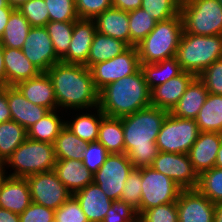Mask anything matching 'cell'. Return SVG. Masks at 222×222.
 <instances>
[{
    "label": "cell",
    "mask_w": 222,
    "mask_h": 222,
    "mask_svg": "<svg viewBox=\"0 0 222 222\" xmlns=\"http://www.w3.org/2000/svg\"><path fill=\"white\" fill-rule=\"evenodd\" d=\"M169 111L150 105L121 117L124 132V153L134 168L149 167L157 157L156 144L163 121Z\"/></svg>",
    "instance_id": "obj_1"
},
{
    "label": "cell",
    "mask_w": 222,
    "mask_h": 222,
    "mask_svg": "<svg viewBox=\"0 0 222 222\" xmlns=\"http://www.w3.org/2000/svg\"><path fill=\"white\" fill-rule=\"evenodd\" d=\"M57 101V108L83 110L97 107L99 91L89 68L83 64L58 62L46 71Z\"/></svg>",
    "instance_id": "obj_2"
},
{
    "label": "cell",
    "mask_w": 222,
    "mask_h": 222,
    "mask_svg": "<svg viewBox=\"0 0 222 222\" xmlns=\"http://www.w3.org/2000/svg\"><path fill=\"white\" fill-rule=\"evenodd\" d=\"M150 105L151 90L140 68L99 91L98 107L109 117L121 118Z\"/></svg>",
    "instance_id": "obj_3"
},
{
    "label": "cell",
    "mask_w": 222,
    "mask_h": 222,
    "mask_svg": "<svg viewBox=\"0 0 222 222\" xmlns=\"http://www.w3.org/2000/svg\"><path fill=\"white\" fill-rule=\"evenodd\" d=\"M175 58L183 71L198 77L222 58V35L200 36L183 31Z\"/></svg>",
    "instance_id": "obj_4"
},
{
    "label": "cell",
    "mask_w": 222,
    "mask_h": 222,
    "mask_svg": "<svg viewBox=\"0 0 222 222\" xmlns=\"http://www.w3.org/2000/svg\"><path fill=\"white\" fill-rule=\"evenodd\" d=\"M183 32L180 13L156 22L155 28L136 45L140 64H152L175 57Z\"/></svg>",
    "instance_id": "obj_5"
},
{
    "label": "cell",
    "mask_w": 222,
    "mask_h": 222,
    "mask_svg": "<svg viewBox=\"0 0 222 222\" xmlns=\"http://www.w3.org/2000/svg\"><path fill=\"white\" fill-rule=\"evenodd\" d=\"M56 157L53 144L27 138L12 155L5 166L14 170L8 176L26 178L29 175L53 171Z\"/></svg>",
    "instance_id": "obj_6"
},
{
    "label": "cell",
    "mask_w": 222,
    "mask_h": 222,
    "mask_svg": "<svg viewBox=\"0 0 222 222\" xmlns=\"http://www.w3.org/2000/svg\"><path fill=\"white\" fill-rule=\"evenodd\" d=\"M180 15L186 33L222 35V5L218 0H185L180 3Z\"/></svg>",
    "instance_id": "obj_7"
},
{
    "label": "cell",
    "mask_w": 222,
    "mask_h": 222,
    "mask_svg": "<svg viewBox=\"0 0 222 222\" xmlns=\"http://www.w3.org/2000/svg\"><path fill=\"white\" fill-rule=\"evenodd\" d=\"M199 133L196 120L179 118L169 112L157 135L156 144L160 152L188 154Z\"/></svg>",
    "instance_id": "obj_8"
},
{
    "label": "cell",
    "mask_w": 222,
    "mask_h": 222,
    "mask_svg": "<svg viewBox=\"0 0 222 222\" xmlns=\"http://www.w3.org/2000/svg\"><path fill=\"white\" fill-rule=\"evenodd\" d=\"M140 214L162 204L176 202L182 190L171 178L154 170L141 167Z\"/></svg>",
    "instance_id": "obj_9"
},
{
    "label": "cell",
    "mask_w": 222,
    "mask_h": 222,
    "mask_svg": "<svg viewBox=\"0 0 222 222\" xmlns=\"http://www.w3.org/2000/svg\"><path fill=\"white\" fill-rule=\"evenodd\" d=\"M133 169V164L127 154H109L99 170L93 175V182L111 200H120L124 183Z\"/></svg>",
    "instance_id": "obj_10"
},
{
    "label": "cell",
    "mask_w": 222,
    "mask_h": 222,
    "mask_svg": "<svg viewBox=\"0 0 222 222\" xmlns=\"http://www.w3.org/2000/svg\"><path fill=\"white\" fill-rule=\"evenodd\" d=\"M140 68L136 46H130L122 54L113 59L92 65L89 69L98 91L110 83L134 74Z\"/></svg>",
    "instance_id": "obj_11"
},
{
    "label": "cell",
    "mask_w": 222,
    "mask_h": 222,
    "mask_svg": "<svg viewBox=\"0 0 222 222\" xmlns=\"http://www.w3.org/2000/svg\"><path fill=\"white\" fill-rule=\"evenodd\" d=\"M26 179L30 188L31 201L54 211L72 196L54 170L32 174Z\"/></svg>",
    "instance_id": "obj_12"
},
{
    "label": "cell",
    "mask_w": 222,
    "mask_h": 222,
    "mask_svg": "<svg viewBox=\"0 0 222 222\" xmlns=\"http://www.w3.org/2000/svg\"><path fill=\"white\" fill-rule=\"evenodd\" d=\"M151 167L171 178L182 190L197 188L199 175L188 154L159 151Z\"/></svg>",
    "instance_id": "obj_13"
},
{
    "label": "cell",
    "mask_w": 222,
    "mask_h": 222,
    "mask_svg": "<svg viewBox=\"0 0 222 222\" xmlns=\"http://www.w3.org/2000/svg\"><path fill=\"white\" fill-rule=\"evenodd\" d=\"M21 50L24 56L40 71L46 72L61 61L45 26L31 27Z\"/></svg>",
    "instance_id": "obj_14"
},
{
    "label": "cell",
    "mask_w": 222,
    "mask_h": 222,
    "mask_svg": "<svg viewBox=\"0 0 222 222\" xmlns=\"http://www.w3.org/2000/svg\"><path fill=\"white\" fill-rule=\"evenodd\" d=\"M176 205L178 222H214L216 204L197 189L181 190Z\"/></svg>",
    "instance_id": "obj_15"
},
{
    "label": "cell",
    "mask_w": 222,
    "mask_h": 222,
    "mask_svg": "<svg viewBox=\"0 0 222 222\" xmlns=\"http://www.w3.org/2000/svg\"><path fill=\"white\" fill-rule=\"evenodd\" d=\"M96 30L94 19L78 18L74 22L71 43L68 52L61 58V62L85 64L88 59Z\"/></svg>",
    "instance_id": "obj_16"
},
{
    "label": "cell",
    "mask_w": 222,
    "mask_h": 222,
    "mask_svg": "<svg viewBox=\"0 0 222 222\" xmlns=\"http://www.w3.org/2000/svg\"><path fill=\"white\" fill-rule=\"evenodd\" d=\"M2 90L7 94L12 120L26 130L50 111L27 100L16 86L5 85L2 87Z\"/></svg>",
    "instance_id": "obj_17"
},
{
    "label": "cell",
    "mask_w": 222,
    "mask_h": 222,
    "mask_svg": "<svg viewBox=\"0 0 222 222\" xmlns=\"http://www.w3.org/2000/svg\"><path fill=\"white\" fill-rule=\"evenodd\" d=\"M222 144V133L200 132L188 156L195 169L201 173L215 167L217 152Z\"/></svg>",
    "instance_id": "obj_18"
},
{
    "label": "cell",
    "mask_w": 222,
    "mask_h": 222,
    "mask_svg": "<svg viewBox=\"0 0 222 222\" xmlns=\"http://www.w3.org/2000/svg\"><path fill=\"white\" fill-rule=\"evenodd\" d=\"M195 78L194 74L183 71L180 75L153 88L151 105L170 112Z\"/></svg>",
    "instance_id": "obj_19"
},
{
    "label": "cell",
    "mask_w": 222,
    "mask_h": 222,
    "mask_svg": "<svg viewBox=\"0 0 222 222\" xmlns=\"http://www.w3.org/2000/svg\"><path fill=\"white\" fill-rule=\"evenodd\" d=\"M72 196L78 201L89 222H102L113 203L94 182Z\"/></svg>",
    "instance_id": "obj_20"
},
{
    "label": "cell",
    "mask_w": 222,
    "mask_h": 222,
    "mask_svg": "<svg viewBox=\"0 0 222 222\" xmlns=\"http://www.w3.org/2000/svg\"><path fill=\"white\" fill-rule=\"evenodd\" d=\"M31 202L27 179L8 176L0 191V208L21 214Z\"/></svg>",
    "instance_id": "obj_21"
},
{
    "label": "cell",
    "mask_w": 222,
    "mask_h": 222,
    "mask_svg": "<svg viewBox=\"0 0 222 222\" xmlns=\"http://www.w3.org/2000/svg\"><path fill=\"white\" fill-rule=\"evenodd\" d=\"M16 87L33 104L45 107L50 111L57 110L54 88L46 72H41L34 78L19 82Z\"/></svg>",
    "instance_id": "obj_22"
},
{
    "label": "cell",
    "mask_w": 222,
    "mask_h": 222,
    "mask_svg": "<svg viewBox=\"0 0 222 222\" xmlns=\"http://www.w3.org/2000/svg\"><path fill=\"white\" fill-rule=\"evenodd\" d=\"M5 85L16 86L19 82L38 76L41 72L24 56L21 49L4 48Z\"/></svg>",
    "instance_id": "obj_23"
},
{
    "label": "cell",
    "mask_w": 222,
    "mask_h": 222,
    "mask_svg": "<svg viewBox=\"0 0 222 222\" xmlns=\"http://www.w3.org/2000/svg\"><path fill=\"white\" fill-rule=\"evenodd\" d=\"M97 32L125 42L130 47L128 12L110 8L94 19Z\"/></svg>",
    "instance_id": "obj_24"
},
{
    "label": "cell",
    "mask_w": 222,
    "mask_h": 222,
    "mask_svg": "<svg viewBox=\"0 0 222 222\" xmlns=\"http://www.w3.org/2000/svg\"><path fill=\"white\" fill-rule=\"evenodd\" d=\"M54 171L72 194L93 183L94 174L83 165L82 160H56Z\"/></svg>",
    "instance_id": "obj_25"
},
{
    "label": "cell",
    "mask_w": 222,
    "mask_h": 222,
    "mask_svg": "<svg viewBox=\"0 0 222 222\" xmlns=\"http://www.w3.org/2000/svg\"><path fill=\"white\" fill-rule=\"evenodd\" d=\"M207 95L208 91L204 83L196 77L170 113L179 118L195 120L205 103Z\"/></svg>",
    "instance_id": "obj_26"
},
{
    "label": "cell",
    "mask_w": 222,
    "mask_h": 222,
    "mask_svg": "<svg viewBox=\"0 0 222 222\" xmlns=\"http://www.w3.org/2000/svg\"><path fill=\"white\" fill-rule=\"evenodd\" d=\"M129 46L118 39L112 38L96 32L89 51L87 62L84 64L87 68L100 62L113 59L117 55L126 51Z\"/></svg>",
    "instance_id": "obj_27"
},
{
    "label": "cell",
    "mask_w": 222,
    "mask_h": 222,
    "mask_svg": "<svg viewBox=\"0 0 222 222\" xmlns=\"http://www.w3.org/2000/svg\"><path fill=\"white\" fill-rule=\"evenodd\" d=\"M109 154L124 153V132L121 118L104 116L98 131V140Z\"/></svg>",
    "instance_id": "obj_28"
},
{
    "label": "cell",
    "mask_w": 222,
    "mask_h": 222,
    "mask_svg": "<svg viewBox=\"0 0 222 222\" xmlns=\"http://www.w3.org/2000/svg\"><path fill=\"white\" fill-rule=\"evenodd\" d=\"M195 120L200 132L222 133V95L208 93Z\"/></svg>",
    "instance_id": "obj_29"
},
{
    "label": "cell",
    "mask_w": 222,
    "mask_h": 222,
    "mask_svg": "<svg viewBox=\"0 0 222 222\" xmlns=\"http://www.w3.org/2000/svg\"><path fill=\"white\" fill-rule=\"evenodd\" d=\"M150 90L180 75L183 70L175 57L152 64H140Z\"/></svg>",
    "instance_id": "obj_30"
},
{
    "label": "cell",
    "mask_w": 222,
    "mask_h": 222,
    "mask_svg": "<svg viewBox=\"0 0 222 222\" xmlns=\"http://www.w3.org/2000/svg\"><path fill=\"white\" fill-rule=\"evenodd\" d=\"M31 27L22 13L18 9H14L0 38V44L3 48L21 49Z\"/></svg>",
    "instance_id": "obj_31"
},
{
    "label": "cell",
    "mask_w": 222,
    "mask_h": 222,
    "mask_svg": "<svg viewBox=\"0 0 222 222\" xmlns=\"http://www.w3.org/2000/svg\"><path fill=\"white\" fill-rule=\"evenodd\" d=\"M86 144L87 142L64 126L53 143L56 160H82Z\"/></svg>",
    "instance_id": "obj_32"
},
{
    "label": "cell",
    "mask_w": 222,
    "mask_h": 222,
    "mask_svg": "<svg viewBox=\"0 0 222 222\" xmlns=\"http://www.w3.org/2000/svg\"><path fill=\"white\" fill-rule=\"evenodd\" d=\"M57 110L49 111L43 118L27 129V138L53 144L65 126V121L57 115Z\"/></svg>",
    "instance_id": "obj_33"
},
{
    "label": "cell",
    "mask_w": 222,
    "mask_h": 222,
    "mask_svg": "<svg viewBox=\"0 0 222 222\" xmlns=\"http://www.w3.org/2000/svg\"><path fill=\"white\" fill-rule=\"evenodd\" d=\"M97 115L94 114H80L72 122L65 121V126L71 130L76 136L87 143L96 142L98 140V131L101 119L105 114L96 107Z\"/></svg>",
    "instance_id": "obj_34"
},
{
    "label": "cell",
    "mask_w": 222,
    "mask_h": 222,
    "mask_svg": "<svg viewBox=\"0 0 222 222\" xmlns=\"http://www.w3.org/2000/svg\"><path fill=\"white\" fill-rule=\"evenodd\" d=\"M26 139L27 130L14 120L0 123V156L7 160Z\"/></svg>",
    "instance_id": "obj_35"
},
{
    "label": "cell",
    "mask_w": 222,
    "mask_h": 222,
    "mask_svg": "<svg viewBox=\"0 0 222 222\" xmlns=\"http://www.w3.org/2000/svg\"><path fill=\"white\" fill-rule=\"evenodd\" d=\"M130 46L138 45L154 28L156 21L142 8L128 12Z\"/></svg>",
    "instance_id": "obj_36"
},
{
    "label": "cell",
    "mask_w": 222,
    "mask_h": 222,
    "mask_svg": "<svg viewBox=\"0 0 222 222\" xmlns=\"http://www.w3.org/2000/svg\"><path fill=\"white\" fill-rule=\"evenodd\" d=\"M196 189L212 203L222 202V168L215 166L201 173Z\"/></svg>",
    "instance_id": "obj_37"
},
{
    "label": "cell",
    "mask_w": 222,
    "mask_h": 222,
    "mask_svg": "<svg viewBox=\"0 0 222 222\" xmlns=\"http://www.w3.org/2000/svg\"><path fill=\"white\" fill-rule=\"evenodd\" d=\"M74 22L50 21L45 25L51 38L56 55L61 59L71 43Z\"/></svg>",
    "instance_id": "obj_38"
},
{
    "label": "cell",
    "mask_w": 222,
    "mask_h": 222,
    "mask_svg": "<svg viewBox=\"0 0 222 222\" xmlns=\"http://www.w3.org/2000/svg\"><path fill=\"white\" fill-rule=\"evenodd\" d=\"M179 0H142L140 8L156 22L165 21L180 13Z\"/></svg>",
    "instance_id": "obj_39"
},
{
    "label": "cell",
    "mask_w": 222,
    "mask_h": 222,
    "mask_svg": "<svg viewBox=\"0 0 222 222\" xmlns=\"http://www.w3.org/2000/svg\"><path fill=\"white\" fill-rule=\"evenodd\" d=\"M141 168H134L128 175L121 193L120 200L133 207L140 215L141 200Z\"/></svg>",
    "instance_id": "obj_40"
},
{
    "label": "cell",
    "mask_w": 222,
    "mask_h": 222,
    "mask_svg": "<svg viewBox=\"0 0 222 222\" xmlns=\"http://www.w3.org/2000/svg\"><path fill=\"white\" fill-rule=\"evenodd\" d=\"M49 11V22H75L78 19L75 0H44Z\"/></svg>",
    "instance_id": "obj_41"
},
{
    "label": "cell",
    "mask_w": 222,
    "mask_h": 222,
    "mask_svg": "<svg viewBox=\"0 0 222 222\" xmlns=\"http://www.w3.org/2000/svg\"><path fill=\"white\" fill-rule=\"evenodd\" d=\"M18 10L32 27H42L49 22V11L44 0H28Z\"/></svg>",
    "instance_id": "obj_42"
},
{
    "label": "cell",
    "mask_w": 222,
    "mask_h": 222,
    "mask_svg": "<svg viewBox=\"0 0 222 222\" xmlns=\"http://www.w3.org/2000/svg\"><path fill=\"white\" fill-rule=\"evenodd\" d=\"M137 222H178L176 202L147 209L138 216Z\"/></svg>",
    "instance_id": "obj_43"
},
{
    "label": "cell",
    "mask_w": 222,
    "mask_h": 222,
    "mask_svg": "<svg viewBox=\"0 0 222 222\" xmlns=\"http://www.w3.org/2000/svg\"><path fill=\"white\" fill-rule=\"evenodd\" d=\"M198 78L204 83L208 93L222 95V58L214 61Z\"/></svg>",
    "instance_id": "obj_44"
},
{
    "label": "cell",
    "mask_w": 222,
    "mask_h": 222,
    "mask_svg": "<svg viewBox=\"0 0 222 222\" xmlns=\"http://www.w3.org/2000/svg\"><path fill=\"white\" fill-rule=\"evenodd\" d=\"M108 155L106 148L98 141L87 143L82 163L91 173L95 174Z\"/></svg>",
    "instance_id": "obj_45"
},
{
    "label": "cell",
    "mask_w": 222,
    "mask_h": 222,
    "mask_svg": "<svg viewBox=\"0 0 222 222\" xmlns=\"http://www.w3.org/2000/svg\"><path fill=\"white\" fill-rule=\"evenodd\" d=\"M137 211L121 200L113 201L102 222H137Z\"/></svg>",
    "instance_id": "obj_46"
},
{
    "label": "cell",
    "mask_w": 222,
    "mask_h": 222,
    "mask_svg": "<svg viewBox=\"0 0 222 222\" xmlns=\"http://www.w3.org/2000/svg\"><path fill=\"white\" fill-rule=\"evenodd\" d=\"M78 18L95 19L105 10L112 8V0H75Z\"/></svg>",
    "instance_id": "obj_47"
},
{
    "label": "cell",
    "mask_w": 222,
    "mask_h": 222,
    "mask_svg": "<svg viewBox=\"0 0 222 222\" xmlns=\"http://www.w3.org/2000/svg\"><path fill=\"white\" fill-rule=\"evenodd\" d=\"M54 216L59 222H89L78 201L73 196L55 210Z\"/></svg>",
    "instance_id": "obj_48"
},
{
    "label": "cell",
    "mask_w": 222,
    "mask_h": 222,
    "mask_svg": "<svg viewBox=\"0 0 222 222\" xmlns=\"http://www.w3.org/2000/svg\"><path fill=\"white\" fill-rule=\"evenodd\" d=\"M55 211L43 205L31 202V204L19 214L20 222H51Z\"/></svg>",
    "instance_id": "obj_49"
},
{
    "label": "cell",
    "mask_w": 222,
    "mask_h": 222,
    "mask_svg": "<svg viewBox=\"0 0 222 222\" xmlns=\"http://www.w3.org/2000/svg\"><path fill=\"white\" fill-rule=\"evenodd\" d=\"M142 0H112L113 8L123 11H133L141 6Z\"/></svg>",
    "instance_id": "obj_50"
},
{
    "label": "cell",
    "mask_w": 222,
    "mask_h": 222,
    "mask_svg": "<svg viewBox=\"0 0 222 222\" xmlns=\"http://www.w3.org/2000/svg\"><path fill=\"white\" fill-rule=\"evenodd\" d=\"M12 120L11 112L7 102V94L0 90V123Z\"/></svg>",
    "instance_id": "obj_51"
},
{
    "label": "cell",
    "mask_w": 222,
    "mask_h": 222,
    "mask_svg": "<svg viewBox=\"0 0 222 222\" xmlns=\"http://www.w3.org/2000/svg\"><path fill=\"white\" fill-rule=\"evenodd\" d=\"M13 10L14 8H0V38L5 31L8 19Z\"/></svg>",
    "instance_id": "obj_52"
},
{
    "label": "cell",
    "mask_w": 222,
    "mask_h": 222,
    "mask_svg": "<svg viewBox=\"0 0 222 222\" xmlns=\"http://www.w3.org/2000/svg\"><path fill=\"white\" fill-rule=\"evenodd\" d=\"M0 222H20L19 214L0 208Z\"/></svg>",
    "instance_id": "obj_53"
},
{
    "label": "cell",
    "mask_w": 222,
    "mask_h": 222,
    "mask_svg": "<svg viewBox=\"0 0 222 222\" xmlns=\"http://www.w3.org/2000/svg\"><path fill=\"white\" fill-rule=\"evenodd\" d=\"M0 85L5 86L4 48L0 44Z\"/></svg>",
    "instance_id": "obj_54"
},
{
    "label": "cell",
    "mask_w": 222,
    "mask_h": 222,
    "mask_svg": "<svg viewBox=\"0 0 222 222\" xmlns=\"http://www.w3.org/2000/svg\"><path fill=\"white\" fill-rule=\"evenodd\" d=\"M214 222H222V202L216 204Z\"/></svg>",
    "instance_id": "obj_55"
},
{
    "label": "cell",
    "mask_w": 222,
    "mask_h": 222,
    "mask_svg": "<svg viewBox=\"0 0 222 222\" xmlns=\"http://www.w3.org/2000/svg\"><path fill=\"white\" fill-rule=\"evenodd\" d=\"M27 1L28 0H7L8 4L14 9H19V7Z\"/></svg>",
    "instance_id": "obj_56"
},
{
    "label": "cell",
    "mask_w": 222,
    "mask_h": 222,
    "mask_svg": "<svg viewBox=\"0 0 222 222\" xmlns=\"http://www.w3.org/2000/svg\"><path fill=\"white\" fill-rule=\"evenodd\" d=\"M216 167L222 168V144L217 152V157H216Z\"/></svg>",
    "instance_id": "obj_57"
},
{
    "label": "cell",
    "mask_w": 222,
    "mask_h": 222,
    "mask_svg": "<svg viewBox=\"0 0 222 222\" xmlns=\"http://www.w3.org/2000/svg\"><path fill=\"white\" fill-rule=\"evenodd\" d=\"M5 160L0 156V174H3L5 170Z\"/></svg>",
    "instance_id": "obj_58"
},
{
    "label": "cell",
    "mask_w": 222,
    "mask_h": 222,
    "mask_svg": "<svg viewBox=\"0 0 222 222\" xmlns=\"http://www.w3.org/2000/svg\"><path fill=\"white\" fill-rule=\"evenodd\" d=\"M0 8H12V7L8 4L7 0H0Z\"/></svg>",
    "instance_id": "obj_59"
},
{
    "label": "cell",
    "mask_w": 222,
    "mask_h": 222,
    "mask_svg": "<svg viewBox=\"0 0 222 222\" xmlns=\"http://www.w3.org/2000/svg\"><path fill=\"white\" fill-rule=\"evenodd\" d=\"M5 173H7V172H4L3 174H0V191H1V188H2V185L5 181V179L8 177L7 175H5Z\"/></svg>",
    "instance_id": "obj_60"
},
{
    "label": "cell",
    "mask_w": 222,
    "mask_h": 222,
    "mask_svg": "<svg viewBox=\"0 0 222 222\" xmlns=\"http://www.w3.org/2000/svg\"><path fill=\"white\" fill-rule=\"evenodd\" d=\"M51 222H59V220L54 216Z\"/></svg>",
    "instance_id": "obj_61"
}]
</instances>
